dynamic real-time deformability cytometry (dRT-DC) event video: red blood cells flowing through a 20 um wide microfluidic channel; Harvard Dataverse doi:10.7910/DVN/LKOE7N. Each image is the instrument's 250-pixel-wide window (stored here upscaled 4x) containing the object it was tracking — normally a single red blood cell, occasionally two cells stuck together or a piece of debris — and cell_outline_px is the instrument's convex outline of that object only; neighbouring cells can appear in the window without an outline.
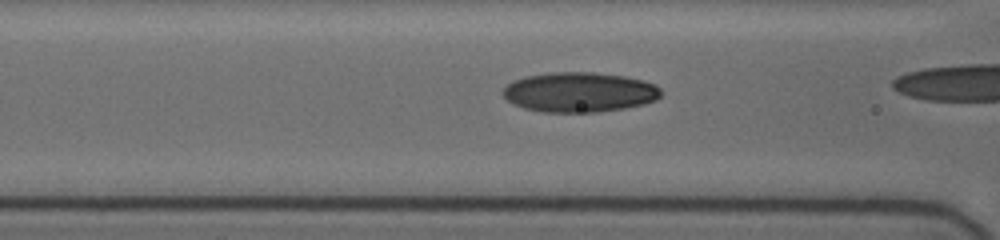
{"species": "human", "species_latin": "Homo sapiens", "temperature_condition": "cold", "stored_images_in_passage": 19, "camera_frame_rate_fps": 3000, "um_per_image_px": 0.085, "donor": {"sex": "female"}, "frame": {"image": 1, "passage_image": 14, "time_ms": 8.333, "image_size_px": [1000, 240], "cell_outline_px": [[660, 96], [656, 100], [644, 104], [624, 108], [596, 112], [544, 112], [524, 108], [508, 100], [504, 96], [504, 88], [508, 84], [524, 76], [552, 72], [592, 72], [624, 76], [644, 80], [656, 84], [660, 88]], "centroid_in_image_um": [49.29, 7.83], "position_along_channel_um": 117.3, "area_um2": 36.59}}
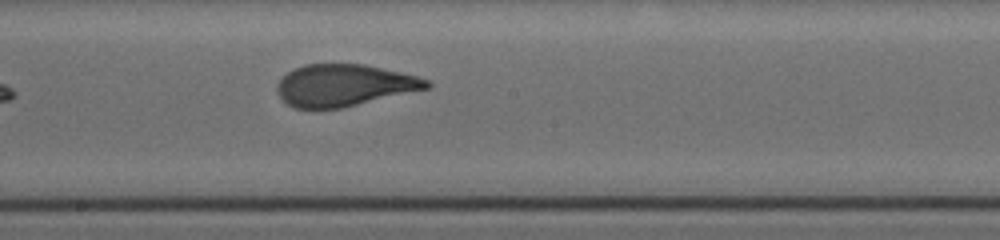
{"frame": {"image": 2, "passage_image": 19, "time_ms": 12.0, "image_size_px": [1000, 240], "cell_outline_px": [[432, 84], [428, 88], [340, 108], [296, 108], [288, 104], [276, 92], [276, 84], [288, 72], [304, 64], [364, 64], [400, 72], [416, 76], [428, 80]], "centroid_in_image_um": [29.23, 7.24], "position_along_channel_um": 219.0, "area_um2": 36.01}}